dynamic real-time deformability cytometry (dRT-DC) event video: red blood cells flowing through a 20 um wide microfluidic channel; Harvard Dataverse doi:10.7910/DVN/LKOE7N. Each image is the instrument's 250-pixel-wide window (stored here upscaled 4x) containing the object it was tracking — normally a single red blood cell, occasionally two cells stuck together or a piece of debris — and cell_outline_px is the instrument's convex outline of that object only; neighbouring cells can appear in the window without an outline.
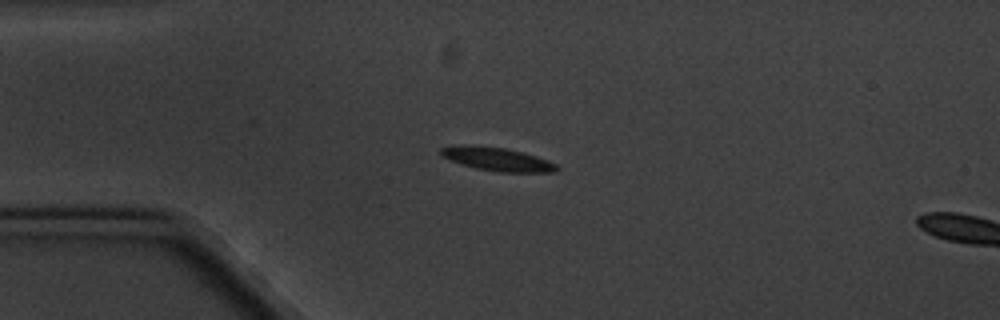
{"species": "common noctule bat (a hibernating species)", "species_latin": "Nyctalus noctula", "temperature_condition": "cold", "stored_images_in_passage": 3, "camera_frame_rate_fps": 3000, "um_per_image_px": 0.085, "animal": {"sex": "male", "body_mass_g": 20.1, "forearm_length_mm": 53.5}, "frame": {"image": 1, "passage_image": 1, "time_ms": 0.0, "image_size_px": [1000, 320], "cell_outline_px": [[560, 168], [556, 172], [500, 172], [476, 168], [460, 164], [440, 156], [440, 148], [460, 144], [464, 144], [504, 148], [524, 152], [548, 160], [556, 164]], "centroid_in_image_um": [42.25, 13.52], "position_along_channel_um": 42.8, "area_um2": 15.95}}